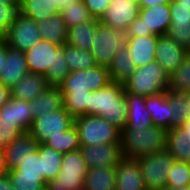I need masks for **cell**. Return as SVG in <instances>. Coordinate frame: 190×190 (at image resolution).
Instances as JSON below:
<instances>
[{
    "mask_svg": "<svg viewBox=\"0 0 190 190\" xmlns=\"http://www.w3.org/2000/svg\"><path fill=\"white\" fill-rule=\"evenodd\" d=\"M24 54L29 72L45 76L50 86H59L70 73L62 46L41 40Z\"/></svg>",
    "mask_w": 190,
    "mask_h": 190,
    "instance_id": "1",
    "label": "cell"
},
{
    "mask_svg": "<svg viewBox=\"0 0 190 190\" xmlns=\"http://www.w3.org/2000/svg\"><path fill=\"white\" fill-rule=\"evenodd\" d=\"M87 115L100 116L122 131L128 118V102L123 85L110 82L107 86L90 92Z\"/></svg>",
    "mask_w": 190,
    "mask_h": 190,
    "instance_id": "2",
    "label": "cell"
},
{
    "mask_svg": "<svg viewBox=\"0 0 190 190\" xmlns=\"http://www.w3.org/2000/svg\"><path fill=\"white\" fill-rule=\"evenodd\" d=\"M168 129L152 125L145 129H123L120 141L124 157L139 158L167 147Z\"/></svg>",
    "mask_w": 190,
    "mask_h": 190,
    "instance_id": "3",
    "label": "cell"
},
{
    "mask_svg": "<svg viewBox=\"0 0 190 190\" xmlns=\"http://www.w3.org/2000/svg\"><path fill=\"white\" fill-rule=\"evenodd\" d=\"M122 85L124 92L148 97L166 92L169 86V75L154 60L136 68Z\"/></svg>",
    "mask_w": 190,
    "mask_h": 190,
    "instance_id": "4",
    "label": "cell"
},
{
    "mask_svg": "<svg viewBox=\"0 0 190 190\" xmlns=\"http://www.w3.org/2000/svg\"><path fill=\"white\" fill-rule=\"evenodd\" d=\"M128 41L127 29H114L99 21L90 50L97 66L108 68L118 50L126 47Z\"/></svg>",
    "mask_w": 190,
    "mask_h": 190,
    "instance_id": "5",
    "label": "cell"
},
{
    "mask_svg": "<svg viewBox=\"0 0 190 190\" xmlns=\"http://www.w3.org/2000/svg\"><path fill=\"white\" fill-rule=\"evenodd\" d=\"M74 125L78 131L80 145L121 143V131L100 116L82 115L76 117Z\"/></svg>",
    "mask_w": 190,
    "mask_h": 190,
    "instance_id": "6",
    "label": "cell"
},
{
    "mask_svg": "<svg viewBox=\"0 0 190 190\" xmlns=\"http://www.w3.org/2000/svg\"><path fill=\"white\" fill-rule=\"evenodd\" d=\"M147 190H162L166 187L168 172L175 159L168 150L136 158Z\"/></svg>",
    "mask_w": 190,
    "mask_h": 190,
    "instance_id": "7",
    "label": "cell"
},
{
    "mask_svg": "<svg viewBox=\"0 0 190 190\" xmlns=\"http://www.w3.org/2000/svg\"><path fill=\"white\" fill-rule=\"evenodd\" d=\"M111 82L107 67L96 66L92 69L70 72L59 85L63 95L95 91Z\"/></svg>",
    "mask_w": 190,
    "mask_h": 190,
    "instance_id": "8",
    "label": "cell"
},
{
    "mask_svg": "<svg viewBox=\"0 0 190 190\" xmlns=\"http://www.w3.org/2000/svg\"><path fill=\"white\" fill-rule=\"evenodd\" d=\"M0 39L7 46L25 52L40 42L42 37L38 23L18 12L10 29Z\"/></svg>",
    "mask_w": 190,
    "mask_h": 190,
    "instance_id": "9",
    "label": "cell"
},
{
    "mask_svg": "<svg viewBox=\"0 0 190 190\" xmlns=\"http://www.w3.org/2000/svg\"><path fill=\"white\" fill-rule=\"evenodd\" d=\"M15 190H45V177L42 172L41 157L37 151L8 171Z\"/></svg>",
    "mask_w": 190,
    "mask_h": 190,
    "instance_id": "10",
    "label": "cell"
},
{
    "mask_svg": "<svg viewBox=\"0 0 190 190\" xmlns=\"http://www.w3.org/2000/svg\"><path fill=\"white\" fill-rule=\"evenodd\" d=\"M74 125V117L64 108L33 119L29 134L39 143L60 135Z\"/></svg>",
    "mask_w": 190,
    "mask_h": 190,
    "instance_id": "11",
    "label": "cell"
},
{
    "mask_svg": "<svg viewBox=\"0 0 190 190\" xmlns=\"http://www.w3.org/2000/svg\"><path fill=\"white\" fill-rule=\"evenodd\" d=\"M88 172L87 164L81 150L64 153L61 161V170L54 179L67 190H83V180Z\"/></svg>",
    "mask_w": 190,
    "mask_h": 190,
    "instance_id": "12",
    "label": "cell"
},
{
    "mask_svg": "<svg viewBox=\"0 0 190 190\" xmlns=\"http://www.w3.org/2000/svg\"><path fill=\"white\" fill-rule=\"evenodd\" d=\"M80 146V150L88 169L96 167H116L120 159L123 157L121 143Z\"/></svg>",
    "mask_w": 190,
    "mask_h": 190,
    "instance_id": "13",
    "label": "cell"
},
{
    "mask_svg": "<svg viewBox=\"0 0 190 190\" xmlns=\"http://www.w3.org/2000/svg\"><path fill=\"white\" fill-rule=\"evenodd\" d=\"M187 55V49L168 35L157 36L155 60L168 75L180 66Z\"/></svg>",
    "mask_w": 190,
    "mask_h": 190,
    "instance_id": "14",
    "label": "cell"
},
{
    "mask_svg": "<svg viewBox=\"0 0 190 190\" xmlns=\"http://www.w3.org/2000/svg\"><path fill=\"white\" fill-rule=\"evenodd\" d=\"M138 15V3L131 0H111L100 22L114 29H127Z\"/></svg>",
    "mask_w": 190,
    "mask_h": 190,
    "instance_id": "15",
    "label": "cell"
},
{
    "mask_svg": "<svg viewBox=\"0 0 190 190\" xmlns=\"http://www.w3.org/2000/svg\"><path fill=\"white\" fill-rule=\"evenodd\" d=\"M169 6L171 22L166 35L187 49L190 45V9L176 0H170Z\"/></svg>",
    "mask_w": 190,
    "mask_h": 190,
    "instance_id": "16",
    "label": "cell"
},
{
    "mask_svg": "<svg viewBox=\"0 0 190 190\" xmlns=\"http://www.w3.org/2000/svg\"><path fill=\"white\" fill-rule=\"evenodd\" d=\"M115 190H147L137 159L124 156L120 159L116 166Z\"/></svg>",
    "mask_w": 190,
    "mask_h": 190,
    "instance_id": "17",
    "label": "cell"
},
{
    "mask_svg": "<svg viewBox=\"0 0 190 190\" xmlns=\"http://www.w3.org/2000/svg\"><path fill=\"white\" fill-rule=\"evenodd\" d=\"M28 73L24 52L6 45V63L0 72V84L12 88Z\"/></svg>",
    "mask_w": 190,
    "mask_h": 190,
    "instance_id": "18",
    "label": "cell"
},
{
    "mask_svg": "<svg viewBox=\"0 0 190 190\" xmlns=\"http://www.w3.org/2000/svg\"><path fill=\"white\" fill-rule=\"evenodd\" d=\"M138 16L143 19L145 33L157 36L167 34L171 22L169 4L139 7Z\"/></svg>",
    "mask_w": 190,
    "mask_h": 190,
    "instance_id": "19",
    "label": "cell"
},
{
    "mask_svg": "<svg viewBox=\"0 0 190 190\" xmlns=\"http://www.w3.org/2000/svg\"><path fill=\"white\" fill-rule=\"evenodd\" d=\"M39 143L29 134L23 133L3 148L6 167L16 168L21 161L38 151Z\"/></svg>",
    "mask_w": 190,
    "mask_h": 190,
    "instance_id": "20",
    "label": "cell"
},
{
    "mask_svg": "<svg viewBox=\"0 0 190 190\" xmlns=\"http://www.w3.org/2000/svg\"><path fill=\"white\" fill-rule=\"evenodd\" d=\"M29 107V101L10 98L0 108V121L15 123L23 133H28L34 119Z\"/></svg>",
    "mask_w": 190,
    "mask_h": 190,
    "instance_id": "21",
    "label": "cell"
},
{
    "mask_svg": "<svg viewBox=\"0 0 190 190\" xmlns=\"http://www.w3.org/2000/svg\"><path fill=\"white\" fill-rule=\"evenodd\" d=\"M136 68L147 65L155 60L157 35H146L129 38L126 46Z\"/></svg>",
    "mask_w": 190,
    "mask_h": 190,
    "instance_id": "22",
    "label": "cell"
},
{
    "mask_svg": "<svg viewBox=\"0 0 190 190\" xmlns=\"http://www.w3.org/2000/svg\"><path fill=\"white\" fill-rule=\"evenodd\" d=\"M49 86L45 76L29 72L10 88L11 98L30 102Z\"/></svg>",
    "mask_w": 190,
    "mask_h": 190,
    "instance_id": "23",
    "label": "cell"
},
{
    "mask_svg": "<svg viewBox=\"0 0 190 190\" xmlns=\"http://www.w3.org/2000/svg\"><path fill=\"white\" fill-rule=\"evenodd\" d=\"M64 108V95L59 86H49L34 100L30 101V112L33 118L46 115Z\"/></svg>",
    "mask_w": 190,
    "mask_h": 190,
    "instance_id": "24",
    "label": "cell"
},
{
    "mask_svg": "<svg viewBox=\"0 0 190 190\" xmlns=\"http://www.w3.org/2000/svg\"><path fill=\"white\" fill-rule=\"evenodd\" d=\"M128 102L127 125L124 129H145L153 125L150 112L146 109L145 97L124 92Z\"/></svg>",
    "mask_w": 190,
    "mask_h": 190,
    "instance_id": "25",
    "label": "cell"
},
{
    "mask_svg": "<svg viewBox=\"0 0 190 190\" xmlns=\"http://www.w3.org/2000/svg\"><path fill=\"white\" fill-rule=\"evenodd\" d=\"M145 105L153 125L171 129V106L166 92L145 97Z\"/></svg>",
    "mask_w": 190,
    "mask_h": 190,
    "instance_id": "26",
    "label": "cell"
},
{
    "mask_svg": "<svg viewBox=\"0 0 190 190\" xmlns=\"http://www.w3.org/2000/svg\"><path fill=\"white\" fill-rule=\"evenodd\" d=\"M37 23L42 40L58 46L66 44L68 28L59 13L48 16L43 20L37 21Z\"/></svg>",
    "mask_w": 190,
    "mask_h": 190,
    "instance_id": "27",
    "label": "cell"
},
{
    "mask_svg": "<svg viewBox=\"0 0 190 190\" xmlns=\"http://www.w3.org/2000/svg\"><path fill=\"white\" fill-rule=\"evenodd\" d=\"M116 167L88 169L83 180V190H115Z\"/></svg>",
    "mask_w": 190,
    "mask_h": 190,
    "instance_id": "28",
    "label": "cell"
},
{
    "mask_svg": "<svg viewBox=\"0 0 190 190\" xmlns=\"http://www.w3.org/2000/svg\"><path fill=\"white\" fill-rule=\"evenodd\" d=\"M99 21V19L94 18L92 21H85L68 28L66 43L90 51Z\"/></svg>",
    "mask_w": 190,
    "mask_h": 190,
    "instance_id": "29",
    "label": "cell"
},
{
    "mask_svg": "<svg viewBox=\"0 0 190 190\" xmlns=\"http://www.w3.org/2000/svg\"><path fill=\"white\" fill-rule=\"evenodd\" d=\"M171 106V128L179 127L190 118V92L167 89Z\"/></svg>",
    "mask_w": 190,
    "mask_h": 190,
    "instance_id": "30",
    "label": "cell"
},
{
    "mask_svg": "<svg viewBox=\"0 0 190 190\" xmlns=\"http://www.w3.org/2000/svg\"><path fill=\"white\" fill-rule=\"evenodd\" d=\"M166 150L170 152L175 161L190 164V140L180 127L168 130Z\"/></svg>",
    "mask_w": 190,
    "mask_h": 190,
    "instance_id": "31",
    "label": "cell"
},
{
    "mask_svg": "<svg viewBox=\"0 0 190 190\" xmlns=\"http://www.w3.org/2000/svg\"><path fill=\"white\" fill-rule=\"evenodd\" d=\"M108 70L111 82L121 84L136 70L127 47L118 50Z\"/></svg>",
    "mask_w": 190,
    "mask_h": 190,
    "instance_id": "32",
    "label": "cell"
},
{
    "mask_svg": "<svg viewBox=\"0 0 190 190\" xmlns=\"http://www.w3.org/2000/svg\"><path fill=\"white\" fill-rule=\"evenodd\" d=\"M62 48L64 50V59L69 66L70 72L92 69L97 66L95 58L90 51L67 43Z\"/></svg>",
    "mask_w": 190,
    "mask_h": 190,
    "instance_id": "33",
    "label": "cell"
},
{
    "mask_svg": "<svg viewBox=\"0 0 190 190\" xmlns=\"http://www.w3.org/2000/svg\"><path fill=\"white\" fill-rule=\"evenodd\" d=\"M38 152L41 157V166L45 177V183L48 184L58 176L61 170L63 153L48 147L44 143L39 144Z\"/></svg>",
    "mask_w": 190,
    "mask_h": 190,
    "instance_id": "34",
    "label": "cell"
},
{
    "mask_svg": "<svg viewBox=\"0 0 190 190\" xmlns=\"http://www.w3.org/2000/svg\"><path fill=\"white\" fill-rule=\"evenodd\" d=\"M19 12L40 21L53 14H58L54 0H26L19 5Z\"/></svg>",
    "mask_w": 190,
    "mask_h": 190,
    "instance_id": "35",
    "label": "cell"
},
{
    "mask_svg": "<svg viewBox=\"0 0 190 190\" xmlns=\"http://www.w3.org/2000/svg\"><path fill=\"white\" fill-rule=\"evenodd\" d=\"M44 144L56 151L62 152L63 154L77 151L81 147L78 131L75 125L71 126L65 132L60 133V135L49 136Z\"/></svg>",
    "mask_w": 190,
    "mask_h": 190,
    "instance_id": "36",
    "label": "cell"
},
{
    "mask_svg": "<svg viewBox=\"0 0 190 190\" xmlns=\"http://www.w3.org/2000/svg\"><path fill=\"white\" fill-rule=\"evenodd\" d=\"M59 14L62 16L67 28L81 24L85 21H92L94 19L84 5L83 0L77 3H72L70 7L62 9Z\"/></svg>",
    "mask_w": 190,
    "mask_h": 190,
    "instance_id": "37",
    "label": "cell"
},
{
    "mask_svg": "<svg viewBox=\"0 0 190 190\" xmlns=\"http://www.w3.org/2000/svg\"><path fill=\"white\" fill-rule=\"evenodd\" d=\"M90 92L66 93L64 95V109L74 118L87 115V105H89Z\"/></svg>",
    "mask_w": 190,
    "mask_h": 190,
    "instance_id": "38",
    "label": "cell"
},
{
    "mask_svg": "<svg viewBox=\"0 0 190 190\" xmlns=\"http://www.w3.org/2000/svg\"><path fill=\"white\" fill-rule=\"evenodd\" d=\"M168 89L190 91V55L169 75Z\"/></svg>",
    "mask_w": 190,
    "mask_h": 190,
    "instance_id": "39",
    "label": "cell"
},
{
    "mask_svg": "<svg viewBox=\"0 0 190 190\" xmlns=\"http://www.w3.org/2000/svg\"><path fill=\"white\" fill-rule=\"evenodd\" d=\"M190 184V164L174 161L168 172L166 186L187 187Z\"/></svg>",
    "mask_w": 190,
    "mask_h": 190,
    "instance_id": "40",
    "label": "cell"
},
{
    "mask_svg": "<svg viewBox=\"0 0 190 190\" xmlns=\"http://www.w3.org/2000/svg\"><path fill=\"white\" fill-rule=\"evenodd\" d=\"M18 5L0 2V38L10 29L15 16L19 12Z\"/></svg>",
    "mask_w": 190,
    "mask_h": 190,
    "instance_id": "41",
    "label": "cell"
},
{
    "mask_svg": "<svg viewBox=\"0 0 190 190\" xmlns=\"http://www.w3.org/2000/svg\"><path fill=\"white\" fill-rule=\"evenodd\" d=\"M23 132L15 123L0 121V148H4L14 141Z\"/></svg>",
    "mask_w": 190,
    "mask_h": 190,
    "instance_id": "42",
    "label": "cell"
},
{
    "mask_svg": "<svg viewBox=\"0 0 190 190\" xmlns=\"http://www.w3.org/2000/svg\"><path fill=\"white\" fill-rule=\"evenodd\" d=\"M111 0H83L84 5L95 19H101Z\"/></svg>",
    "mask_w": 190,
    "mask_h": 190,
    "instance_id": "43",
    "label": "cell"
},
{
    "mask_svg": "<svg viewBox=\"0 0 190 190\" xmlns=\"http://www.w3.org/2000/svg\"><path fill=\"white\" fill-rule=\"evenodd\" d=\"M127 32L129 38L153 35L152 33H145V26L143 23V19L139 16L130 23L129 27L127 28Z\"/></svg>",
    "mask_w": 190,
    "mask_h": 190,
    "instance_id": "44",
    "label": "cell"
},
{
    "mask_svg": "<svg viewBox=\"0 0 190 190\" xmlns=\"http://www.w3.org/2000/svg\"><path fill=\"white\" fill-rule=\"evenodd\" d=\"M0 190H15L9 173L0 176Z\"/></svg>",
    "mask_w": 190,
    "mask_h": 190,
    "instance_id": "45",
    "label": "cell"
},
{
    "mask_svg": "<svg viewBox=\"0 0 190 190\" xmlns=\"http://www.w3.org/2000/svg\"><path fill=\"white\" fill-rule=\"evenodd\" d=\"M11 98L10 88L0 84V108Z\"/></svg>",
    "mask_w": 190,
    "mask_h": 190,
    "instance_id": "46",
    "label": "cell"
},
{
    "mask_svg": "<svg viewBox=\"0 0 190 190\" xmlns=\"http://www.w3.org/2000/svg\"><path fill=\"white\" fill-rule=\"evenodd\" d=\"M81 0H54V5H56V10L58 13L64 8H68L72 3H77Z\"/></svg>",
    "mask_w": 190,
    "mask_h": 190,
    "instance_id": "47",
    "label": "cell"
},
{
    "mask_svg": "<svg viewBox=\"0 0 190 190\" xmlns=\"http://www.w3.org/2000/svg\"><path fill=\"white\" fill-rule=\"evenodd\" d=\"M170 0H139V7H151L159 4H169Z\"/></svg>",
    "mask_w": 190,
    "mask_h": 190,
    "instance_id": "48",
    "label": "cell"
},
{
    "mask_svg": "<svg viewBox=\"0 0 190 190\" xmlns=\"http://www.w3.org/2000/svg\"><path fill=\"white\" fill-rule=\"evenodd\" d=\"M6 63V44L0 39V72Z\"/></svg>",
    "mask_w": 190,
    "mask_h": 190,
    "instance_id": "49",
    "label": "cell"
},
{
    "mask_svg": "<svg viewBox=\"0 0 190 190\" xmlns=\"http://www.w3.org/2000/svg\"><path fill=\"white\" fill-rule=\"evenodd\" d=\"M8 171L9 170L6 167V162H5L4 150L3 148H0V176L8 173Z\"/></svg>",
    "mask_w": 190,
    "mask_h": 190,
    "instance_id": "50",
    "label": "cell"
},
{
    "mask_svg": "<svg viewBox=\"0 0 190 190\" xmlns=\"http://www.w3.org/2000/svg\"><path fill=\"white\" fill-rule=\"evenodd\" d=\"M45 190H67L66 188H64L62 186L61 183H56L54 180L49 182L47 185H46V189Z\"/></svg>",
    "mask_w": 190,
    "mask_h": 190,
    "instance_id": "51",
    "label": "cell"
},
{
    "mask_svg": "<svg viewBox=\"0 0 190 190\" xmlns=\"http://www.w3.org/2000/svg\"><path fill=\"white\" fill-rule=\"evenodd\" d=\"M179 127L186 132L187 137L190 140V118L183 122Z\"/></svg>",
    "mask_w": 190,
    "mask_h": 190,
    "instance_id": "52",
    "label": "cell"
},
{
    "mask_svg": "<svg viewBox=\"0 0 190 190\" xmlns=\"http://www.w3.org/2000/svg\"><path fill=\"white\" fill-rule=\"evenodd\" d=\"M176 1L181 3V6L190 9V0H176Z\"/></svg>",
    "mask_w": 190,
    "mask_h": 190,
    "instance_id": "53",
    "label": "cell"
},
{
    "mask_svg": "<svg viewBox=\"0 0 190 190\" xmlns=\"http://www.w3.org/2000/svg\"><path fill=\"white\" fill-rule=\"evenodd\" d=\"M162 190H188V186L187 187H169V186H166Z\"/></svg>",
    "mask_w": 190,
    "mask_h": 190,
    "instance_id": "54",
    "label": "cell"
},
{
    "mask_svg": "<svg viewBox=\"0 0 190 190\" xmlns=\"http://www.w3.org/2000/svg\"><path fill=\"white\" fill-rule=\"evenodd\" d=\"M0 2L9 4V5H17V0H0Z\"/></svg>",
    "mask_w": 190,
    "mask_h": 190,
    "instance_id": "55",
    "label": "cell"
},
{
    "mask_svg": "<svg viewBox=\"0 0 190 190\" xmlns=\"http://www.w3.org/2000/svg\"><path fill=\"white\" fill-rule=\"evenodd\" d=\"M26 0H17V5L19 6L21 3H23Z\"/></svg>",
    "mask_w": 190,
    "mask_h": 190,
    "instance_id": "56",
    "label": "cell"
},
{
    "mask_svg": "<svg viewBox=\"0 0 190 190\" xmlns=\"http://www.w3.org/2000/svg\"><path fill=\"white\" fill-rule=\"evenodd\" d=\"M187 53H188V55H190V45L187 48Z\"/></svg>",
    "mask_w": 190,
    "mask_h": 190,
    "instance_id": "57",
    "label": "cell"
},
{
    "mask_svg": "<svg viewBox=\"0 0 190 190\" xmlns=\"http://www.w3.org/2000/svg\"><path fill=\"white\" fill-rule=\"evenodd\" d=\"M131 1H133V2H135V3H139V0H131Z\"/></svg>",
    "mask_w": 190,
    "mask_h": 190,
    "instance_id": "58",
    "label": "cell"
}]
</instances>
